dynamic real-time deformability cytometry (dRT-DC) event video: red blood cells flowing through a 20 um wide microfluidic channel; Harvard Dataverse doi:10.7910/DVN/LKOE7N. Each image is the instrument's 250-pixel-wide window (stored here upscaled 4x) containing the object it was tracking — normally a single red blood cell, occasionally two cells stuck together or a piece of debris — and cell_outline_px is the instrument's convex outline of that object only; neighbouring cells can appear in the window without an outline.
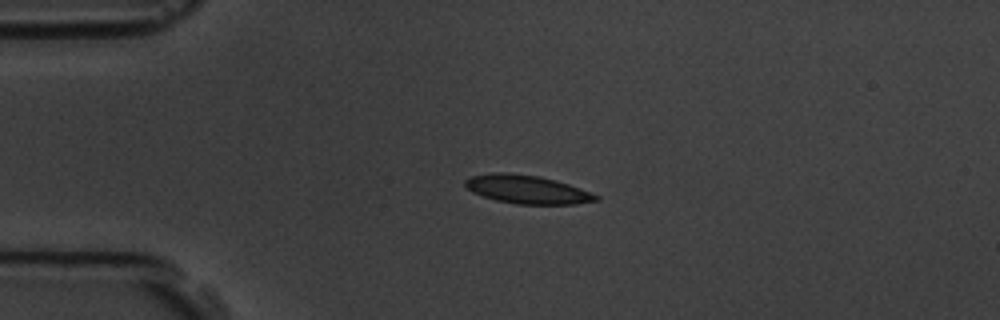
{"species": "common noctule bat (a hibernating species)", "species_latin": "Nyctalus noctula", "temperature_condition": "room temperature", "stored_images_in_passage": 1, "camera_frame_rate_fps": 3000, "um_per_image_px": 0.085, "animal": {"sex": "male", "body_mass_g": 19.5, "forearm_length_mm": 54.6}, "frame": {"image": 1, "passage_image": 1, "time_ms": 0.0, "image_size_px": [1000, 320], "cell_outline_px": [[600, 200], [576, 204], [516, 204], [496, 200], [472, 192], [464, 184], [464, 180], [472, 176], [492, 172], [508, 172], [540, 176], [556, 180], [580, 188], [600, 196]], "centroid_in_image_um": [44.82, 16.09], "position_along_channel_um": 40.2, "area_um2": 21.73}}